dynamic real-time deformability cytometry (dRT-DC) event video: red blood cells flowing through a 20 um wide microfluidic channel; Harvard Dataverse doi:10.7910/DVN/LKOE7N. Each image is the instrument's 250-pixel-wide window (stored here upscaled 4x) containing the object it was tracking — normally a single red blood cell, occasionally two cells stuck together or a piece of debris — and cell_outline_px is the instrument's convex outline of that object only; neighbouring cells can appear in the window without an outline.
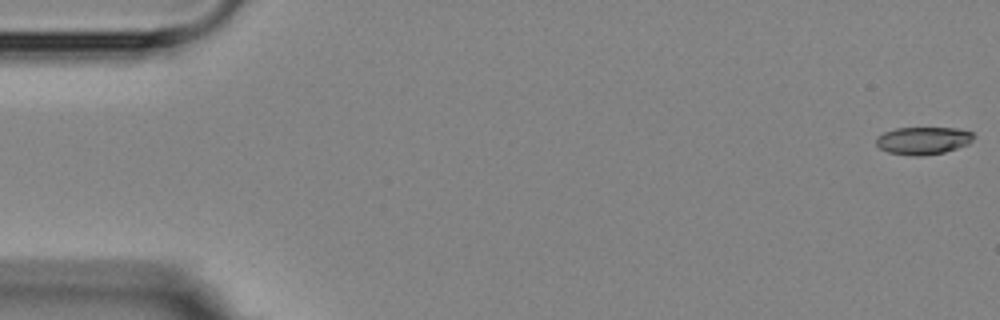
{"species": "Egyptian fruit bat (a non-hibernating species)", "species_latin": "Rousettus aegyptiacus", "temperature_condition": "room temperature", "stored_images_in_passage": 5, "camera_frame_rate_fps": 3000, "um_per_image_px": 0.085, "animal": {"sex": "female"}, "frame": {"image": 1, "passage_image": 1, "time_ms": 0.0, "image_size_px": [1000, 320], "cell_outline_px": [[976, 136], [968, 144], [944, 152], [920, 156], [912, 156], [888, 152], [880, 148], [876, 144], [876, 136], [884, 132], [896, 128], [956, 128], [972, 132]], "centroid_in_image_um": [78.46, 11.94], "position_along_channel_um": 6.5, "area_um2": 15.66}}
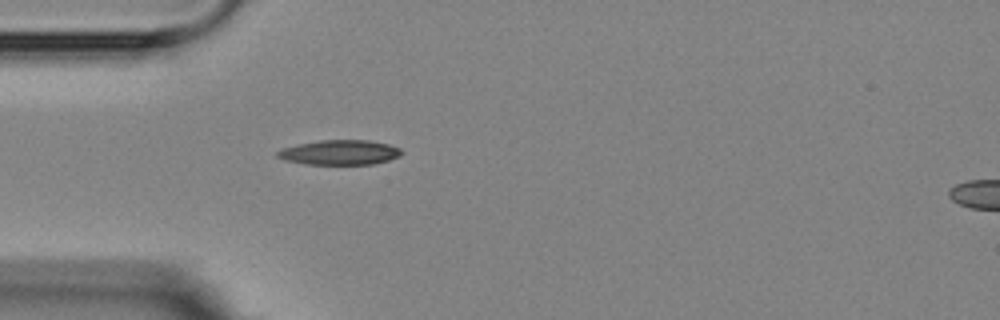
{"frame": {"image": 2, "passage_image": 5, "time_ms": 5.0, "image_size_px": [1000, 320], "cell_outline_px": [[404, 152], [400, 156], [388, 160], [372, 164], [304, 164], [284, 160], [276, 156], [276, 152], [280, 148], [296, 144], [320, 140], [368, 140], [388, 144], [400, 148]], "centroid_in_image_um": [28.84, 12.95], "position_along_channel_um": 56.2, "area_um2": 18.09}}